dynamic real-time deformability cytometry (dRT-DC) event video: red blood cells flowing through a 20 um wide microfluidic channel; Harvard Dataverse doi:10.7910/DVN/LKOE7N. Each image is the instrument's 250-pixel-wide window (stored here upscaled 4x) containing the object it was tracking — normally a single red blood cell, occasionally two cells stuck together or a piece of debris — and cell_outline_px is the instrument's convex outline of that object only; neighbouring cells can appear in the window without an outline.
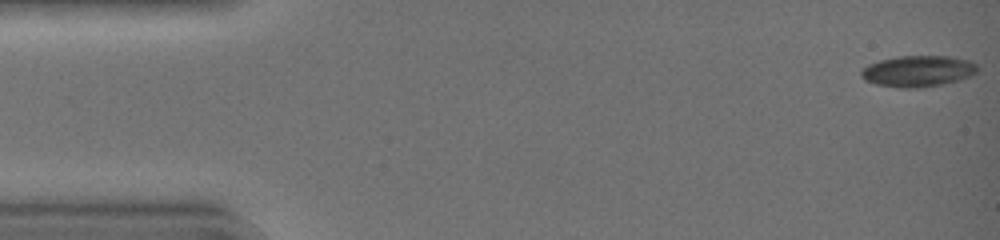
{"species": "common noctule bat (a hibernating species)", "species_latin": "Nyctalus noctula", "temperature_condition": "warm", "stored_images_in_passage": 44, "camera_frame_rate_fps": 3000, "um_per_image_px": 0.085, "animal": {"sex": "female", "body_mass_g": 19.0, "forearm_length_mm": 51.5}, "frame": {"image": 1, "passage_image": 1, "time_ms": 0.0, "image_size_px": [1000, 240], "cell_outline_px": [[980, 68], [976, 72], [968, 76], [956, 80], [940, 84], [920, 88], [900, 88], [876, 84], [864, 80], [860, 76], [860, 72], [868, 64], [880, 60], [896, 56], [948, 56], [968, 60], [976, 64]], "centroid_in_image_um": [77.99, 6.04], "position_along_channel_um": 7.0, "area_um2": 21.04}}
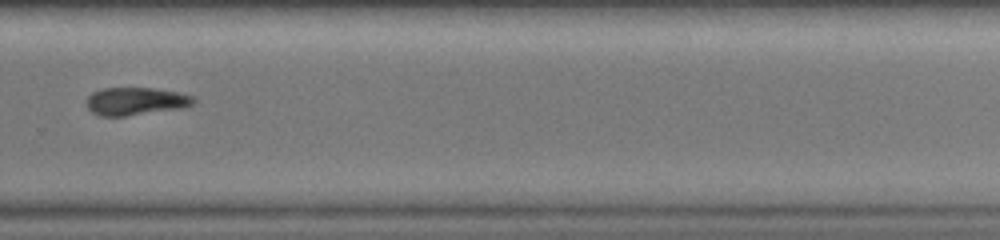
{"frame": {"image": 2, "passage_image": 31, "time_ms": 10.0, "image_size_px": [1000, 240], "cell_outline_px": [[196, 100], [192, 104], [180, 108], [124, 116], [100, 116], [92, 112], [88, 108], [88, 96], [92, 92], [100, 88], [156, 88], [180, 92], [192, 96]], "centroid_in_image_um": [11.52, 8.59], "position_along_channel_um": 318.3, "area_um2": 17.22}}
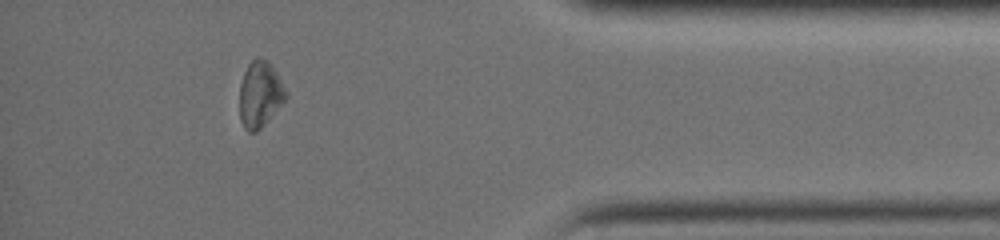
{"frame": {"image": 3, "passage_image": 39, "time_ms": 12.667, "image_size_px": [1000, 240], "cell_outline_px": [[288, 96], [260, 128], [256, 132], [248, 132], [244, 128], [240, 120], [240, 84], [244, 72], [248, 64], [256, 56], [260, 56], [268, 60], [276, 72], [288, 92]], "centroid_in_image_um": [22.09, 7.98], "position_along_channel_um": 413.1, "area_um2": 17.8}, "authors_computed_cell_mechanics": {"area_um2": 20.1433, "velocity_mm_per_s": 4.4407, "shape_relaxation_time_tau1_ms": 2.9027, "shape_relaxation_time_tau2_ms": null, "deformation_change_tau1": 0.0869, "deformation_change_tau2": null}}